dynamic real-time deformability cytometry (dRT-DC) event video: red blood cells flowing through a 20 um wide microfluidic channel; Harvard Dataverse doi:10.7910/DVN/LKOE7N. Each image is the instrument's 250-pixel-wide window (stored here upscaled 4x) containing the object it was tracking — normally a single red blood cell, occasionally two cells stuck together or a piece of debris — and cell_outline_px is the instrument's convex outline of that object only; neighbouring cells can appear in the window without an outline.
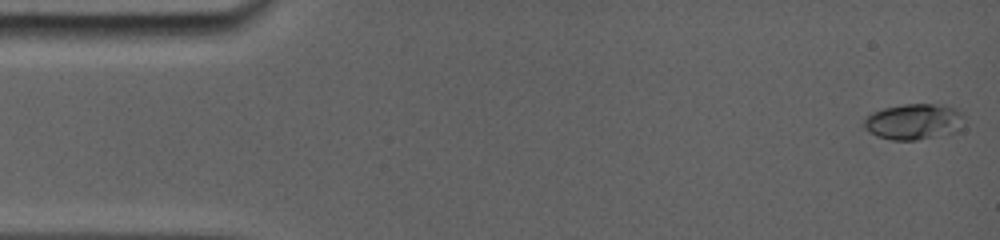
{"species": "common noctule bat (a hibernating species)", "species_latin": "Nyctalus noctula", "temperature_condition": "room temperature", "stored_images_in_passage": 42, "camera_frame_rate_fps": 5000, "um_per_image_px": 0.085, "animal": {"sex": "female", "body_mass_g": 19.0, "forearm_length_mm": 56.7}, "frame": {"image": 1, "passage_image": 1, "time_ms": 0.0, "image_size_px": [1000, 240], "cell_outline_px": [[952, 112], [944, 124], [924, 136], [912, 140], [896, 140], [880, 136], [872, 132], [864, 124], [864, 120], [868, 116], [884, 108], [904, 104], [932, 104], [952, 108]], "centroid_in_image_um": [77.14, 10.27], "position_along_channel_um": 7.9, "area_um2": 16.82}}
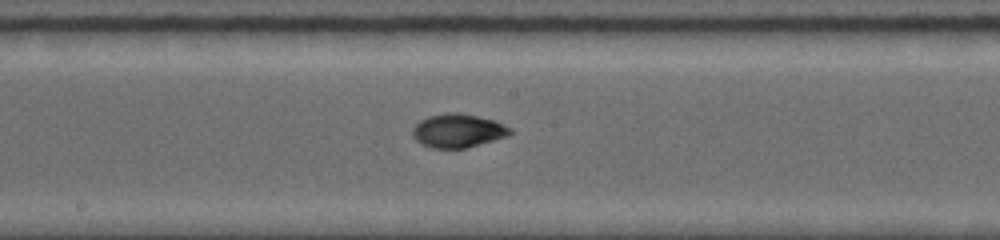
{"frame": {"image": 2, "passage_image": 21, "time_ms": 8.4, "image_size_px": [1000, 240], "cell_outline_px": [[512, 132], [508, 136], [464, 148], [432, 148], [416, 140], [412, 136], [412, 128], [420, 120], [428, 116], [448, 112], [456, 112], [476, 116], [492, 120], [512, 128]], "centroid_in_image_um": [38.9, 11.1], "position_along_channel_um": 209.3, "area_um2": 18.9}}
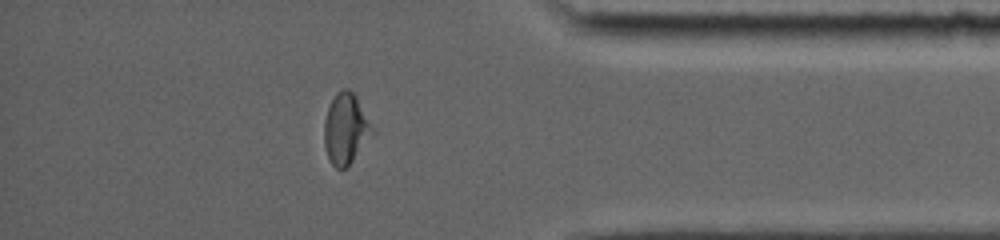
{"frame": {"image": 3, "passage_image": 36, "time_ms": 13.8, "image_size_px": [1000, 240], "cell_outline_px": [[372, 132], [352, 160], [344, 168], [336, 168], [328, 160], [324, 144], [324, 120], [328, 108], [336, 92], [344, 88], [348, 88], [356, 96], [372, 128]], "centroid_in_image_um": [29.32, 10.92], "position_along_channel_um": 405.9, "area_um2": 19.07}, "authors_computed_cell_mechanics": {"area_um2": 18.3804, "velocity_mm_per_s": 3.8531, "shape_relaxation_time_tau1_ms": 6.6065, "shape_relaxation_time_tau2_ms": 2.0383, "deformation_change_tau1": 0.2152, "deformation_change_tau2": 0.0385}}